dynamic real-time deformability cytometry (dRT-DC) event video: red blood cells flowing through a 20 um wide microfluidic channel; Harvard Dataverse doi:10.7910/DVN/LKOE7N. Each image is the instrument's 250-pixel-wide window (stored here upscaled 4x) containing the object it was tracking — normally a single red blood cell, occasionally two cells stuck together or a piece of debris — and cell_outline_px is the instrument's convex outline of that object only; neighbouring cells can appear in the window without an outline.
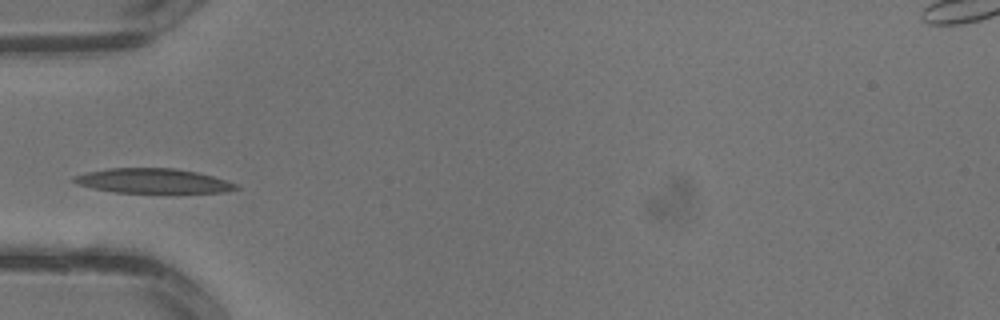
{"species": "common noctule bat (a hibernating species)", "species_latin": "Nyctalus noctula", "temperature_condition": "warm", "stored_images_in_passage": 1, "camera_frame_rate_fps": 3000, "um_per_image_px": 0.085, "animal": {"sex": "male", "body_mass_g": 13.3}, "frame": {"image": 1, "passage_image": 1, "time_ms": 0.0, "image_size_px": [1000, 320], "cell_outline_px": [[240, 188], [224, 192], [116, 192], [92, 188], [76, 184], [72, 180], [72, 176], [88, 172], [108, 168], [176, 168], [196, 172], [228, 180], [236, 184]], "centroid_in_image_um": [12.98, 15.37], "position_along_channel_um": 72.0, "area_um2": 23.12}}